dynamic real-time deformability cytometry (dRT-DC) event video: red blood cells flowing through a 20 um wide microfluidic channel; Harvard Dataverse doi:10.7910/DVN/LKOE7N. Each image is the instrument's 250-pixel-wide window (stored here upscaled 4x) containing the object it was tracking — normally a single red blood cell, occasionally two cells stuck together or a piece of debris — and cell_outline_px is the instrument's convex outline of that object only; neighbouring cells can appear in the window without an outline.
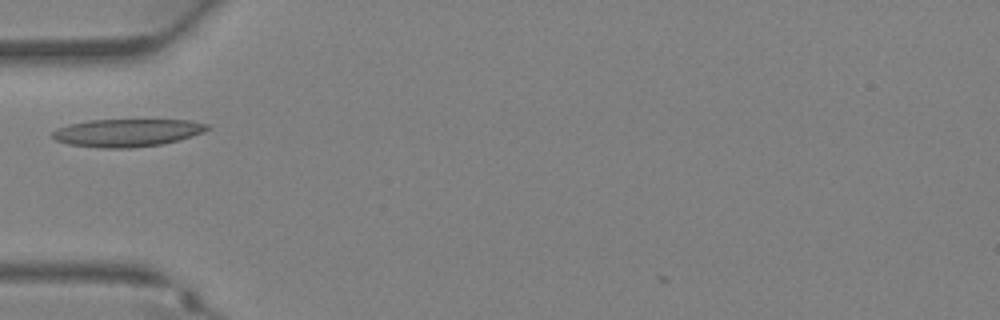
{"species": "Egyptian fruit bat (a non-hibernating species)", "species_latin": "Rousettus aegyptiacus", "temperature_condition": "warm", "stored_images_in_passage": 25, "camera_frame_rate_fps": 3000, "um_per_image_px": 0.085, "animal": {"sex": "female"}, "frame": {"image": 1, "passage_image": 1, "time_ms": 0.0, "image_size_px": [1000, 320], "cell_outline_px": [[212, 128], [204, 132], [180, 140], [160, 144], [132, 148], [100, 148], [68, 144], [56, 140], [52, 136], [52, 132], [56, 128], [68, 124], [88, 120], [192, 120], [208, 124]], "centroid_in_image_um": [10.82, 11.28], "position_along_channel_um": 74.2, "area_um2": 25.2}}
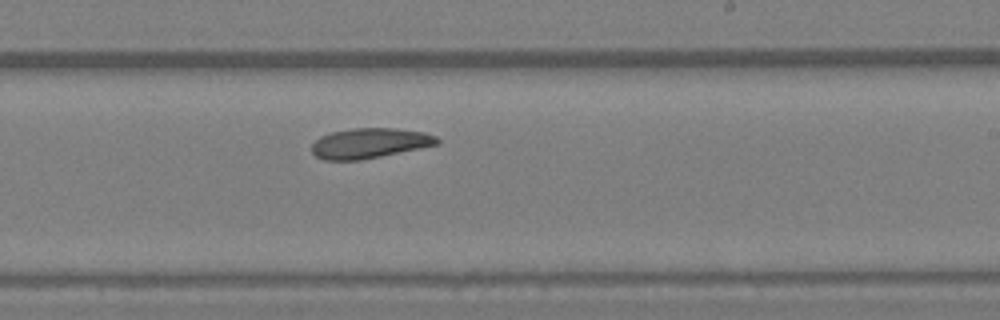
{"frame": {"image": 2, "passage_image": 11, "time_ms": 3.333, "image_size_px": [1000, 320], "cell_outline_px": [[440, 144], [360, 160], [324, 160], [316, 156], [312, 152], [312, 144], [320, 136], [332, 132], [352, 128], [396, 128], [424, 132], [436, 136], [440, 140]], "centroid_in_image_um": [31.43, 12.16], "position_along_channel_um": 257.6, "area_um2": 21.96}}
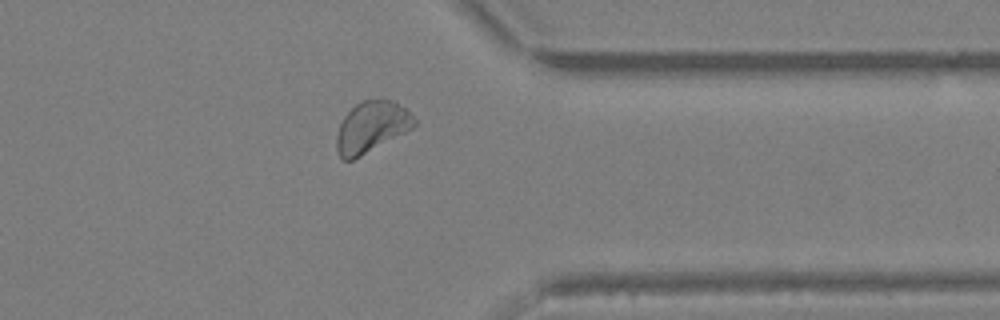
{"frame": {"image": 3, "passage_image": 18, "time_ms": 5.667, "image_size_px": [1000, 320], "cell_outline_px": [[416, 124], [412, 128], [360, 156], [352, 160], [340, 160], [336, 148], [336, 136], [340, 124], [344, 116], [360, 100], [380, 96], [404, 108], [416, 120]], "centroid_in_image_um": [31.53, 10.77], "position_along_channel_um": 379.9, "area_um2": 23.0}}